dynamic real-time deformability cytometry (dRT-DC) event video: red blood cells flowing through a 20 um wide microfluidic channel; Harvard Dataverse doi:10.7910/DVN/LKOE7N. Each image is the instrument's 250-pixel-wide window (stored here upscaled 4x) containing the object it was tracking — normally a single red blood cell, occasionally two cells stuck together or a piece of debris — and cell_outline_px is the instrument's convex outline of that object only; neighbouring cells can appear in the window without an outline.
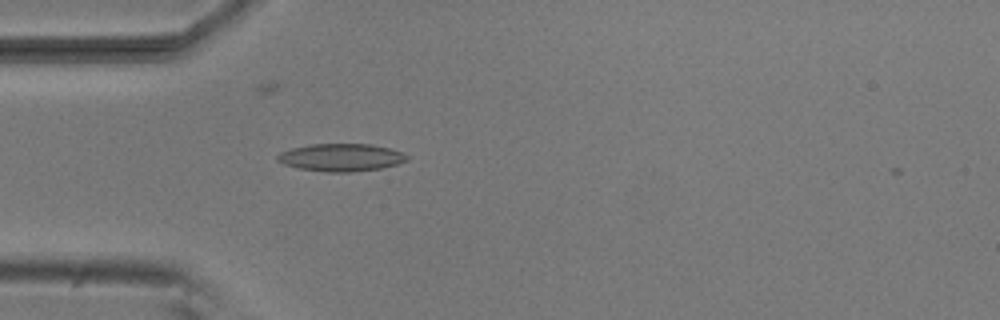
{"species": "common noctule bat (a hibernating species)", "species_latin": "Nyctalus noctula", "temperature_condition": "room temperature", "stored_images_in_passage": 37, "camera_frame_rate_fps": 3000, "um_per_image_px": 0.085, "animal": {"sex": "male", "body_mass_g": 20.5, "forearm_length_mm": 52.5}, "frame": {"image": 1, "passage_image": 9, "time_ms": 2.667, "image_size_px": [1000, 320], "cell_outline_px": [[408, 160], [384, 168], [352, 172], [328, 172], [300, 168], [284, 164], [276, 160], [276, 156], [280, 152], [292, 148], [312, 144], [372, 144], [388, 148], [400, 152], [408, 156]], "centroid_in_image_um": [28.99, 13.38], "position_along_channel_um": 56.0, "area_um2": 20.75}}
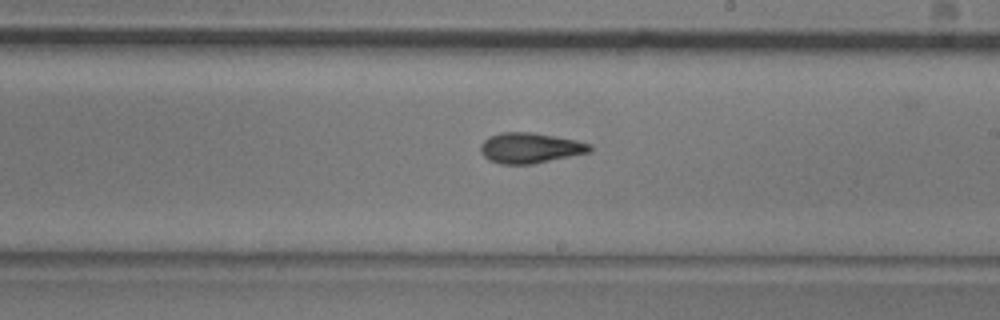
{"frame": {"image": 2, "passage_image": 24, "time_ms": 7.667, "image_size_px": [1000, 320], "cell_outline_px": [[592, 148], [588, 152], [532, 164], [500, 164], [488, 160], [480, 152], [480, 144], [484, 140], [500, 132], [532, 132], [576, 140], [592, 144]], "centroid_in_image_um": [45.02, 12.57], "position_along_channel_um": 244.0, "area_um2": 19.25}}
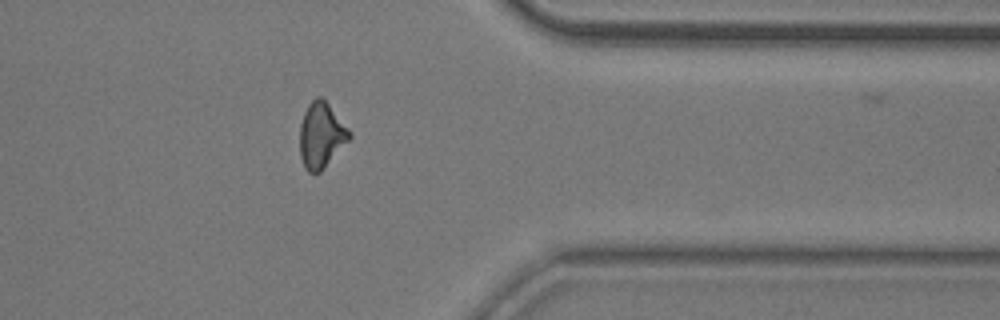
{"frame": {"image": 3, "passage_image": 36, "time_ms": 11.667, "image_size_px": [1000, 320], "cell_outline_px": [[352, 136], [320, 172], [308, 172], [304, 168], [300, 156], [300, 124], [304, 112], [308, 104], [316, 96], [320, 96], [328, 104], [352, 132]], "centroid_in_image_um": [27.29, 11.49], "position_along_channel_um": 384.1, "area_um2": 18.79}}